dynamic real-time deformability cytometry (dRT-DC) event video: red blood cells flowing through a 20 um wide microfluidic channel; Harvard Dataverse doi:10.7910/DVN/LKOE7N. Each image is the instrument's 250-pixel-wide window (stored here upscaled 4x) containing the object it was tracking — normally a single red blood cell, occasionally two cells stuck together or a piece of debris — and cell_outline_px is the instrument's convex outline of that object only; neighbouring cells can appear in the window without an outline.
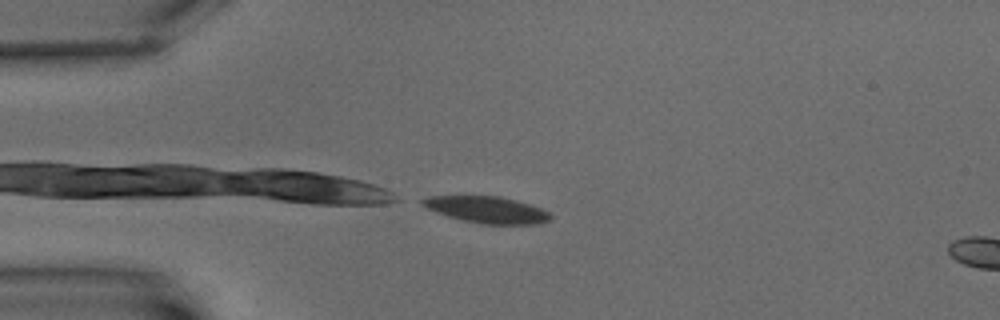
{"species": "common noctule bat (a hibernating species)", "species_latin": "Nyctalus noctula", "temperature_condition": "warm", "stored_images_in_passage": 6, "segment_of_instrument_passage": [1, 2], "camera_frame_rate_fps": 3000, "um_per_image_px": 0.085, "animal": {"sex": "male", "body_mass_g": 15.6}, "frame": {"image": 1, "passage_image": 4, "time_ms": 4.333, "image_size_px": [1000, 320], "cell_outline_px": [[552, 220], [540, 224], [480, 224], [448, 216], [436, 212], [420, 204], [420, 200], [428, 196], [500, 196], [516, 200], [540, 208], [548, 212], [552, 216]], "centroid_in_image_um": [41.4, 17.83], "position_along_channel_um": 43.6, "area_um2": 19.83}}